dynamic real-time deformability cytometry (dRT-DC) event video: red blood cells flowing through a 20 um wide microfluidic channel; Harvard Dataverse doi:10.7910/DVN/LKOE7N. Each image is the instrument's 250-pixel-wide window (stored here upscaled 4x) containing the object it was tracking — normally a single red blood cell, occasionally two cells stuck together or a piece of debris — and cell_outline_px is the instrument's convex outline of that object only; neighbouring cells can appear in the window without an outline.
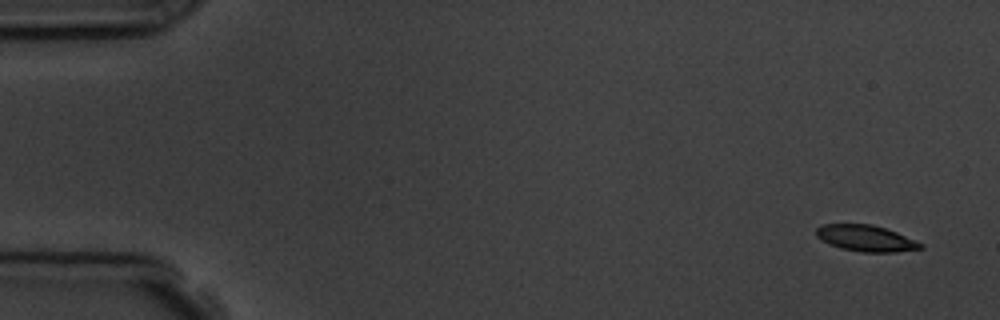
{"species": "common noctule bat (a hibernating species)", "species_latin": "Nyctalus noctula", "temperature_condition": "room temperature", "stored_images_in_passage": 5, "camera_frame_rate_fps": 3000, "um_per_image_px": 0.085, "animal": {"sex": "male", "body_mass_g": 19.5, "forearm_length_mm": 54.6}, "frame": {"image": 1, "passage_image": 1, "time_ms": 0.0, "image_size_px": [1000, 320], "cell_outline_px": [[924, 248], [896, 252], [864, 252], [840, 248], [828, 244], [820, 240], [816, 236], [816, 228], [820, 224], [872, 224], [896, 232], [924, 244]], "centroid_in_image_um": [73.57, 20.25], "position_along_channel_um": 11.4, "area_um2": 16.01}}
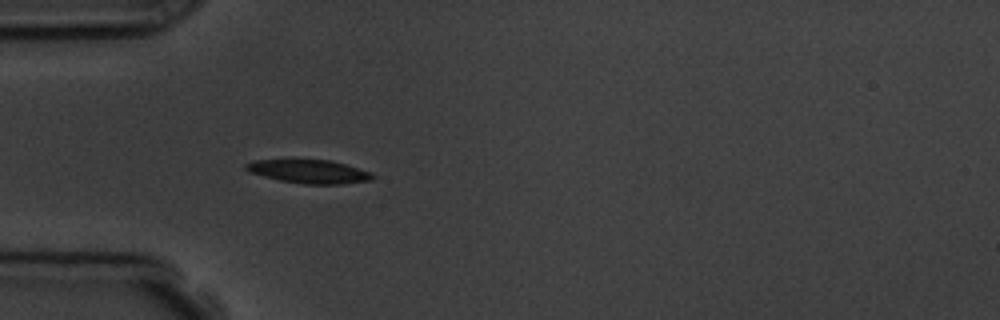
{"frame": {"image": 2, "passage_image": 5, "time_ms": 4.667, "image_size_px": [1000, 320], "cell_outline_px": [[376, 176], [372, 180], [344, 184], [304, 184], [280, 180], [248, 172], [244, 168], [244, 164], [252, 160], [288, 156], [292, 156], [332, 160], [372, 172]], "centroid_in_image_um": [26.19, 14.51], "position_along_channel_um": 58.8, "area_um2": 18.67}}